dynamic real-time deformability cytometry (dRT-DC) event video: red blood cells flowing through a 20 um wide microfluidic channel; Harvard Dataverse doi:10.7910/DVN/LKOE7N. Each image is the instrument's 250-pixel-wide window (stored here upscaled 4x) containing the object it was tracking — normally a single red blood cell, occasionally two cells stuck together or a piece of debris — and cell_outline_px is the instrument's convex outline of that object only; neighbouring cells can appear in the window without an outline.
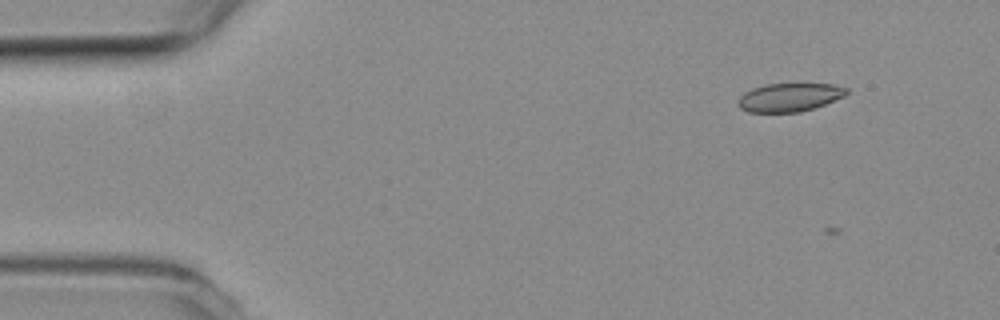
{"species": "common noctule bat (a hibernating species)", "species_latin": "Nyctalus noctula", "temperature_condition": "room temperature", "stored_images_in_passage": 3, "camera_frame_rate_fps": 3000, "um_per_image_px": 0.085, "animal": {"sex": "female", "body_mass_g": 19.3, "forearm_length_mm": 54.1}, "frame": {"image": 1, "passage_image": 2, "time_ms": 0.333, "image_size_px": [1000, 320], "cell_outline_px": [[848, 92], [844, 96], [824, 104], [800, 112], [748, 112], [740, 108], [736, 100], [744, 92], [752, 88], [764, 84], [832, 84], [848, 88]], "centroid_in_image_um": [67.06, 8.27], "position_along_channel_um": 17.9, "area_um2": 17.92}}